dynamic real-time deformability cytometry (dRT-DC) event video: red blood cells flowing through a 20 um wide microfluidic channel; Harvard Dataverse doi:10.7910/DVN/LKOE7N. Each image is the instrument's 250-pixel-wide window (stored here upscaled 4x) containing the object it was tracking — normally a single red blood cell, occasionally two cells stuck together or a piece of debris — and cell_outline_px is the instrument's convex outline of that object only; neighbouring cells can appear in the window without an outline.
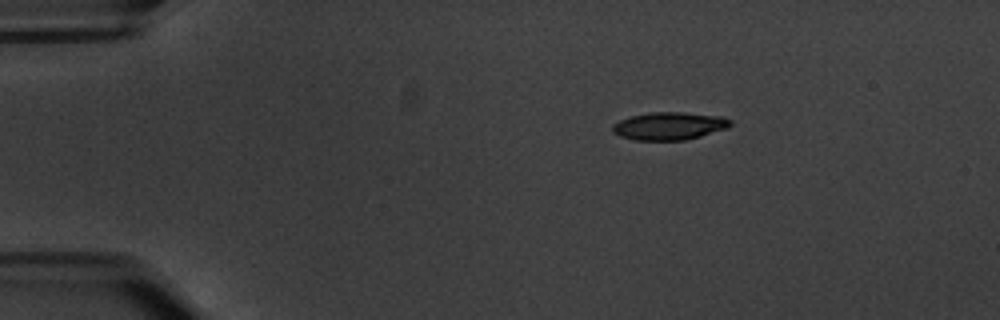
{"species": "common noctule bat (a hibernating species)", "species_latin": "Nyctalus noctula", "temperature_condition": "warm", "stored_images_in_passage": 4, "camera_frame_rate_fps": 3000, "um_per_image_px": 0.085, "animal": {"sex": "male", "body_mass_g": 20.1, "forearm_length_mm": 53.5}, "frame": {"image": 1, "passage_image": 1, "time_ms": 0.0, "image_size_px": [1000, 320], "cell_outline_px": [[732, 124], [728, 128], [700, 136], [684, 140], [636, 140], [620, 136], [612, 132], [612, 124], [620, 120], [632, 116], [652, 112], [684, 112], [724, 116], [732, 120]], "centroid_in_image_um": [56.92, 10.7], "position_along_channel_um": 28.1, "area_um2": 19.13}}